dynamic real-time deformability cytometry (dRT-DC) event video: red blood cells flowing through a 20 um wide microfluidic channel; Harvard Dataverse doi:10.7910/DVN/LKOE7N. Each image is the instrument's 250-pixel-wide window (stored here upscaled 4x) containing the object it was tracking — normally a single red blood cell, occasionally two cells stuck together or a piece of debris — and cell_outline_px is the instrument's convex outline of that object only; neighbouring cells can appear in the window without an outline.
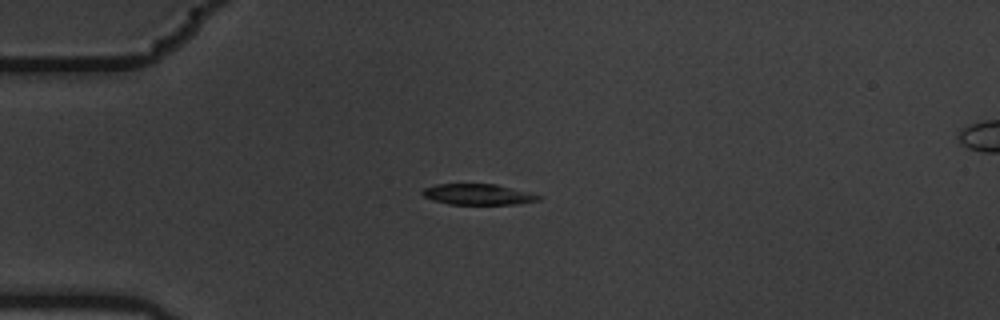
{"species": "common noctule bat (a hibernating species)", "species_latin": "Nyctalus noctula", "temperature_condition": "warm", "stored_images_in_passage": 9, "camera_frame_rate_fps": 3000, "um_per_image_px": 0.085, "animal": {"sex": "male", "body_mass_g": 19.5, "forearm_length_mm": 54.6}, "frame": {"image": 1, "passage_image": 4, "time_ms": 1.0, "image_size_px": [1000, 320], "cell_outline_px": [[544, 196], [540, 200], [516, 204], [448, 204], [424, 196], [420, 192], [424, 188], [436, 184], [496, 184]], "centroid_in_image_um": [40.66, 16.52], "position_along_channel_um": 44.3, "area_um2": 13.99}}
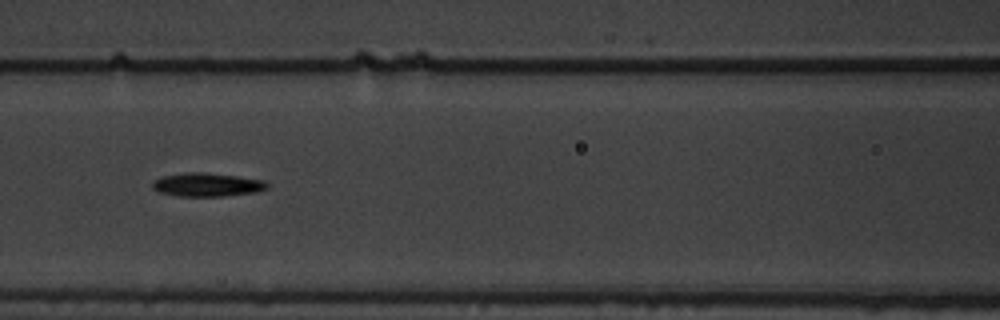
{"frame": {"image": 2, "passage_image": 7, "time_ms": 2.0, "image_size_px": [1000, 320], "cell_outline_px": [[268, 188], [256, 192], [224, 196], [180, 196], [160, 192], [152, 188], [152, 184], [156, 180], [164, 176], [188, 172], [200, 172], [236, 176], [264, 180], [268, 184]], "centroid_in_image_um": [17.63, 15.7], "position_along_channel_um": 149.0, "area_um2": 15.49}}
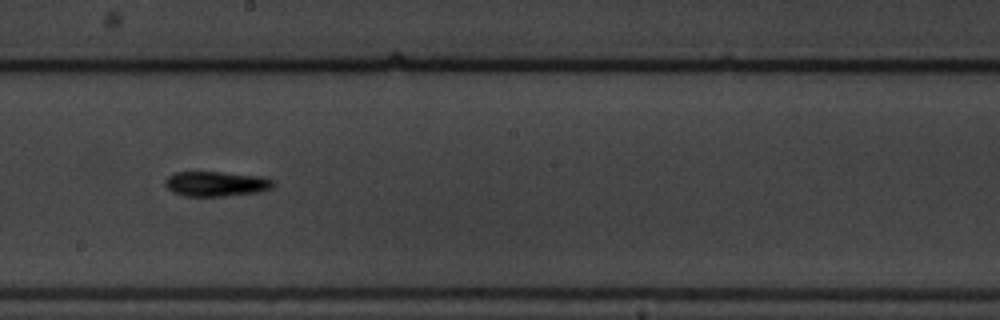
{"frame": {"image": 3, "passage_image": 9, "time_ms": 2.667, "image_size_px": [1000, 320], "cell_outline_px": [[276, 184], [272, 188], [260, 192], [224, 196], [184, 196], [172, 192], [164, 184], [164, 180], [168, 176], [176, 172], [220, 172], [260, 176], [272, 180]], "centroid_in_image_um": [18.36, 15.63], "position_along_channel_um": 229.8, "area_um2": 15.78}}